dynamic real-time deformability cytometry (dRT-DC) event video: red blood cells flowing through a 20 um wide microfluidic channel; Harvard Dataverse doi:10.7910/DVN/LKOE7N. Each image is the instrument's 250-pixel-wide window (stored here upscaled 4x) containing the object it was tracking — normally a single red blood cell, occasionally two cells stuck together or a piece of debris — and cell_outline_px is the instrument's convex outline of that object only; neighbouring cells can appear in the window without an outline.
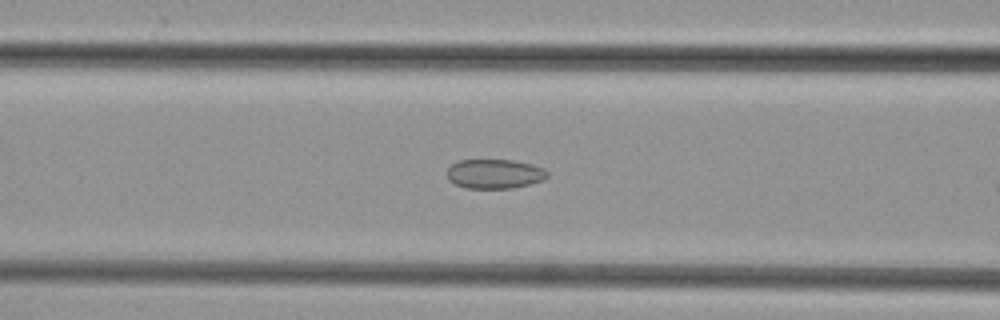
{"species": "common noctule bat (a hibernating species)", "species_latin": "Nyctalus noctula", "temperature_condition": "cold", "stored_images_in_passage": 11, "camera_frame_rate_fps": 3000, "um_per_image_px": 0.085, "animal": {"sex": "female", "body_mass_g": 29.2, "forearm_length_mm": 56.3}, "frame": {"image": 1, "passage_image": 10, "time_ms": 3.0, "image_size_px": [1000, 320], "cell_outline_px": [[548, 176], [544, 180], [512, 188], [464, 188], [448, 180], [448, 168], [452, 164], [460, 160], [512, 160], [532, 164], [544, 168], [548, 172]], "centroid_in_image_um": [42.06, 14.77], "position_along_channel_um": 124.5, "area_um2": 17.17}}